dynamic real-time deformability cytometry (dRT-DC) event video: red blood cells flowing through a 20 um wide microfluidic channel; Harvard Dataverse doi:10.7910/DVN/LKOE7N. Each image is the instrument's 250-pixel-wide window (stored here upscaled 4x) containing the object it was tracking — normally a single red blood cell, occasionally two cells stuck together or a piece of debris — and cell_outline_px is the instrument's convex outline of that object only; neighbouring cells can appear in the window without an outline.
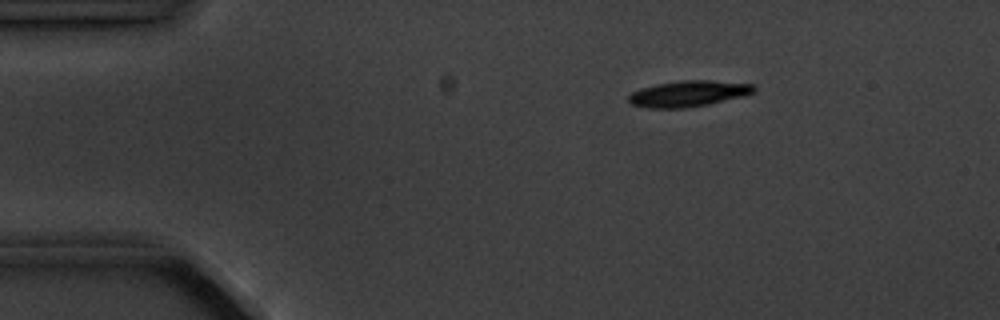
{"species": "common noctule bat (a hibernating species)", "species_latin": "Nyctalus noctula", "temperature_condition": "cold", "stored_images_in_passage": 5, "camera_frame_rate_fps": 3000, "um_per_image_px": 0.085, "animal": {"sex": "male", "body_mass_g": 20.1, "forearm_length_mm": 53.5}, "frame": {"image": 1, "passage_image": 3, "time_ms": 2.333, "image_size_px": [1000, 320], "cell_outline_px": [[756, 92], [744, 96], [708, 104], [684, 108], [652, 108], [632, 104], [628, 100], [628, 96], [632, 92], [640, 88], [656, 84], [680, 80], [708, 80], [756, 84]], "centroid_in_image_um": [58.56, 7.95], "position_along_channel_um": 26.4, "area_um2": 19.07}}